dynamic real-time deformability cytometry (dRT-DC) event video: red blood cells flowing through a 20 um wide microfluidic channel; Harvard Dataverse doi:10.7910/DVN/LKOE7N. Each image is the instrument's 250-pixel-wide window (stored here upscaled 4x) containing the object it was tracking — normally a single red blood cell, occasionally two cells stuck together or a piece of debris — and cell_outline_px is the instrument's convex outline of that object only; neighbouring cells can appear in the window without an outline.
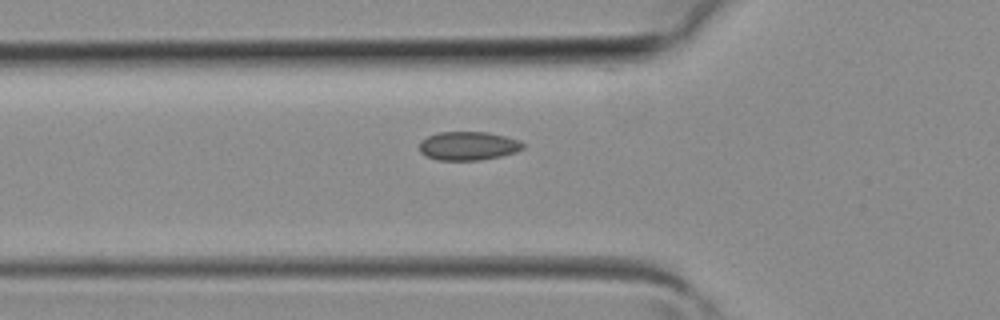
{"species": "common noctule bat (a hibernating species)", "species_latin": "Nyctalus noctula", "temperature_condition": "room temperature", "stored_images_in_passage": 35, "camera_frame_rate_fps": 3000, "um_per_image_px": 0.085, "animal": {"sex": "female", "body_mass_g": 19.3, "forearm_length_mm": 54.1}, "frame": {"image": 1, "passage_image": 9, "time_ms": 2.667, "image_size_px": [1000, 320], "cell_outline_px": [[524, 148], [516, 152], [500, 156], [480, 160], [436, 160], [420, 152], [420, 140], [428, 136], [440, 132], [488, 132], [520, 140], [524, 144]], "centroid_in_image_um": [39.81, 12.4], "position_along_channel_um": 86.0, "area_um2": 17.28}}
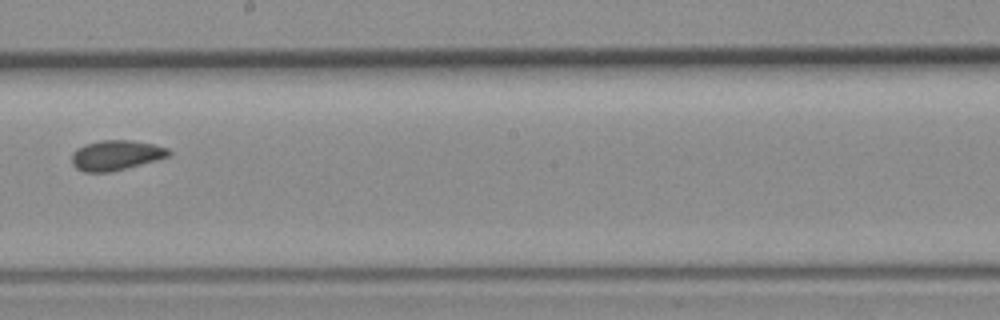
{"frame": {"image": 2, "passage_image": 18, "time_ms": 5.667, "image_size_px": [1000, 320], "cell_outline_px": [[172, 152], [168, 156], [156, 160], [112, 172], [84, 172], [76, 168], [72, 164], [72, 152], [84, 144], [100, 140], [132, 140], [152, 144], [168, 148]], "centroid_in_image_um": [9.84, 13.19], "position_along_channel_um": 238.4, "area_um2": 16.99}}
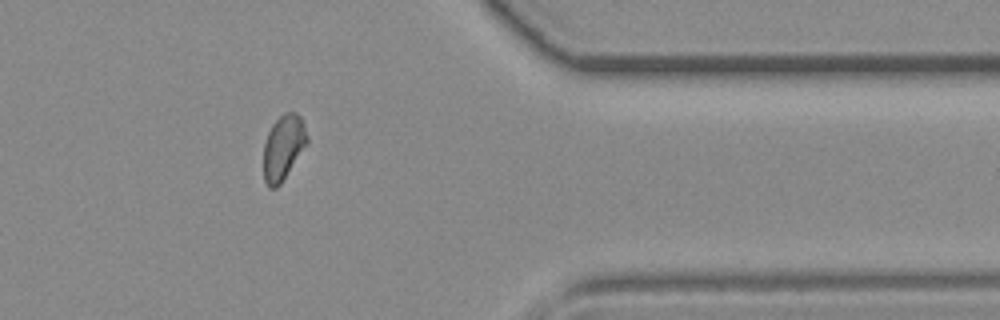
{"frame": {"image": 3, "passage_image": 28, "time_ms": 9.0, "image_size_px": [1000, 320], "cell_outline_px": [[308, 144], [280, 184], [276, 188], [268, 188], [264, 180], [264, 144], [268, 132], [272, 124], [284, 112], [296, 112], [300, 116], [308, 136]], "centroid_in_image_um": [24.09, 12.53], "position_along_channel_um": 387.3, "area_um2": 16.53}}